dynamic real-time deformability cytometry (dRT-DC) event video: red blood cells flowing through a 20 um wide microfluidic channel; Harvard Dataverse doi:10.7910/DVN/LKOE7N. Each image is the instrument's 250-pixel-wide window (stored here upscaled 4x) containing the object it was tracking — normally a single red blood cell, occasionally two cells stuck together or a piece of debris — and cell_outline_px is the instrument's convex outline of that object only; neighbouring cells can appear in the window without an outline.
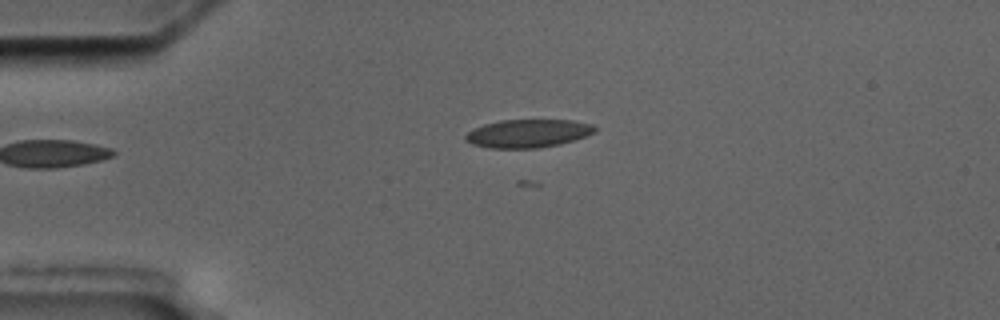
{"species": "common noctule bat (a hibernating species)", "species_latin": "Nyctalus noctula", "temperature_condition": "cold", "stored_images_in_passage": 6, "camera_frame_rate_fps": 3000, "um_per_image_px": 0.085, "animal": {"sex": "male", "body_mass_g": 17.5, "forearm_length_mm": 52.3}, "frame": {"image": 1, "passage_image": 6, "time_ms": 6.333, "image_size_px": [1000, 320], "cell_outline_px": [[596, 132], [560, 144], [540, 148], [488, 148], [472, 144], [464, 140], [464, 136], [468, 132], [484, 124], [500, 120], [572, 120], [596, 124]], "centroid_in_image_um": [44.89, 11.34], "position_along_channel_um": 40.1, "area_um2": 21.33}}